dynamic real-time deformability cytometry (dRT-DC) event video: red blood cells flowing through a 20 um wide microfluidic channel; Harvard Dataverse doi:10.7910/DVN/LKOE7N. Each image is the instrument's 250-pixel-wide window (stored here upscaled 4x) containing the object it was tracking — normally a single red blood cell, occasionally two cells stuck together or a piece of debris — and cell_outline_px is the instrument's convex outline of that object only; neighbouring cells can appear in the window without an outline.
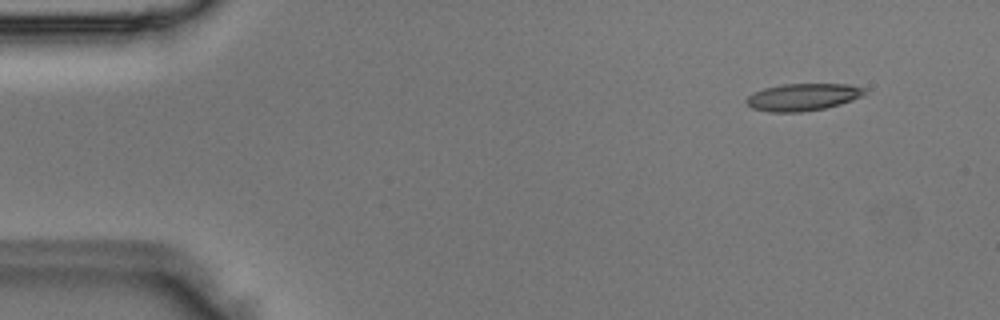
{"species": "Egyptian fruit bat (a non-hibernating species)", "species_latin": "Rousettus aegyptiacus", "temperature_condition": "room temperature", "stored_images_in_passage": 6, "camera_frame_rate_fps": 3000, "um_per_image_px": 0.085, "animal": {"sex": "male"}, "frame": {"image": 1, "passage_image": 2, "time_ms": 0.333, "image_size_px": [1000, 320], "cell_outline_px": [[868, 92], [852, 100], [840, 104], [824, 108], [800, 112], [768, 112], [752, 108], [744, 100], [752, 92], [764, 88], [784, 84], [848, 84], [864, 88]], "centroid_in_image_um": [68.21, 8.25], "position_along_channel_um": 16.8, "area_um2": 18.73}}
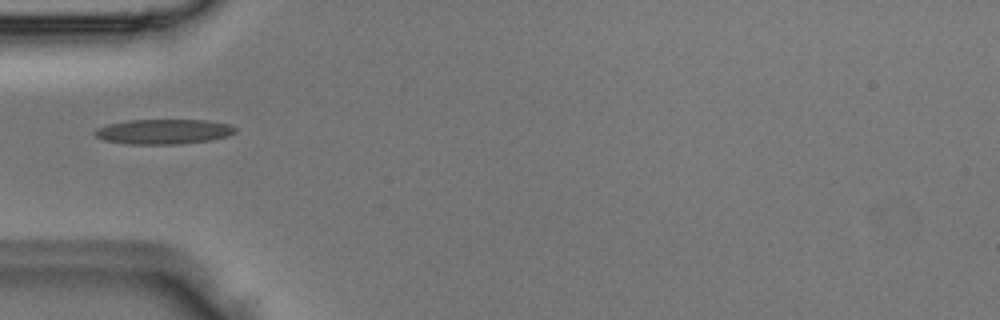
{"frame": {"image": 2, "passage_image": 5, "time_ms": 1.333, "image_size_px": [1000, 320], "cell_outline_px": [[236, 132], [228, 136], [212, 140], [180, 144], [124, 144], [104, 140], [96, 136], [92, 132], [96, 128], [108, 124], [128, 120], [208, 120], [228, 124], [236, 128]], "centroid_in_image_um": [13.89, 11.19], "position_along_channel_um": 71.1, "area_um2": 20.58}}
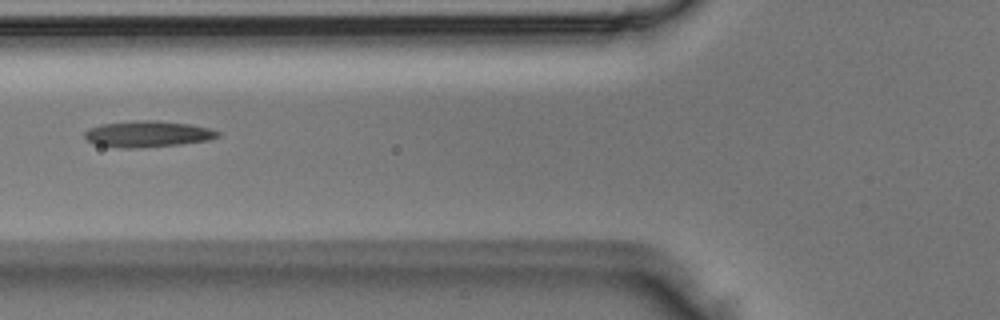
{"frame": {"image": 3, "passage_image": 6, "time_ms": 1.667, "image_size_px": [1000, 320], "cell_outline_px": [[220, 136], [208, 140], [180, 144], [136, 148], [120, 148], [96, 144], [88, 140], [84, 136], [84, 132], [88, 128], [100, 124], [136, 120], [160, 120], [188, 124], [208, 128], [220, 132]], "centroid_in_image_um": [12.53, 11.38], "position_along_channel_um": 113.3, "area_um2": 20.35}}